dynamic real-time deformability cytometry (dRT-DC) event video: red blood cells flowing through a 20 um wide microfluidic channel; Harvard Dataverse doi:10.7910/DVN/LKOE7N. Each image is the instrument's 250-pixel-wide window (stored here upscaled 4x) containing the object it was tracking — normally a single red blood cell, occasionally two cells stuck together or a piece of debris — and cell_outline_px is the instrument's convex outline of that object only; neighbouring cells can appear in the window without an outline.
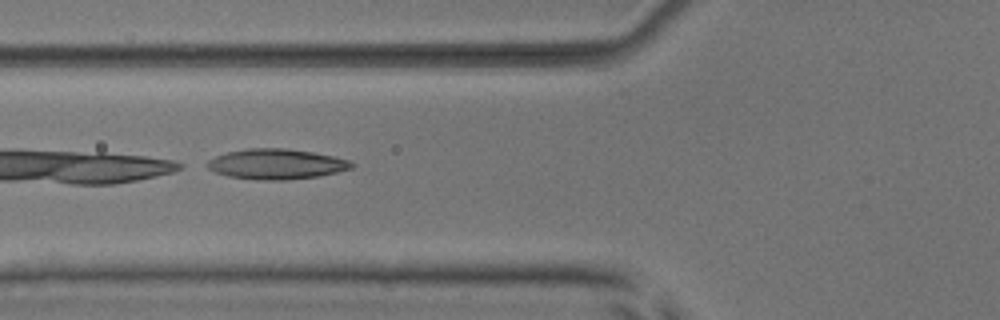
{"species": "common noctule bat (a hibernating species)", "species_latin": "Nyctalus noctula", "temperature_condition": "room temperature", "stored_images_in_passage": 4, "camera_frame_rate_fps": 3000, "um_per_image_px": 0.085, "animal": {"sex": "male", "body_mass_g": 17.9, "forearm_length_mm": 54.2}, "frame": {"image": 1, "passage_image": 3, "time_ms": 2.333, "image_size_px": [1000, 320], "cell_outline_px": [[356, 164], [352, 168], [320, 176], [284, 180], [268, 180], [228, 176], [216, 172], [200, 164], [216, 156], [228, 152], [248, 148], [284, 148], [312, 152], [332, 156], [348, 160]], "centroid_in_image_um": [23.46, 13.94], "position_along_channel_um": 102.3, "area_um2": 25.37}}
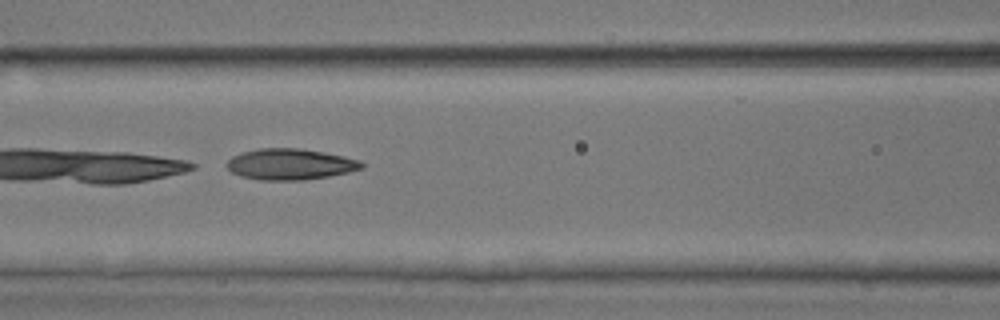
{"frame": {"image": 2, "passage_image": 4, "time_ms": 3.333, "image_size_px": [1000, 320], "cell_outline_px": [[364, 168], [348, 172], [328, 176], [304, 180], [260, 180], [240, 176], [232, 172], [224, 164], [232, 156], [244, 152], [260, 148], [296, 148], [324, 152], [344, 156], [360, 160], [364, 164]], "centroid_in_image_um": [24.66, 13.96], "position_along_channel_um": 141.9, "area_um2": 24.39}}